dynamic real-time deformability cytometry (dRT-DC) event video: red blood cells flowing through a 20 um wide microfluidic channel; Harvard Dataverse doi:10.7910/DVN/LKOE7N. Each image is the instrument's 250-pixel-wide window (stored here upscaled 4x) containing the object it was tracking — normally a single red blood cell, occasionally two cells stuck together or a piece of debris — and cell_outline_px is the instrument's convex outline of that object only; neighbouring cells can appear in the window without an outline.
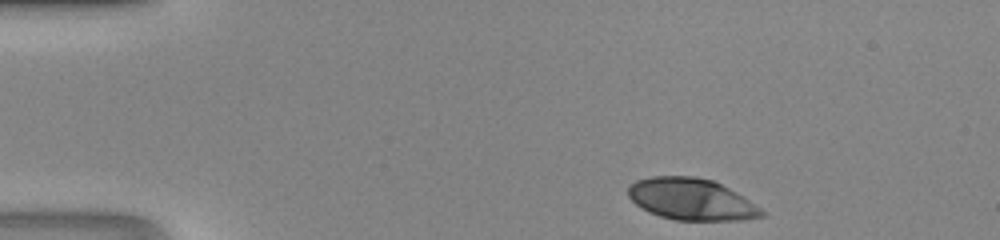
{"species": "human", "species_latin": "Homo sapiens", "temperature_condition": "room temperature", "stored_images_in_passage": 40, "camera_frame_rate_fps": 3000, "um_per_image_px": 0.085, "donor": {"sex": "male"}, "frame": {"image": 1, "passage_image": 1, "time_ms": 0.0, "image_size_px": [1000, 240], "cell_outline_px": [[764, 216], [744, 220], [676, 220], [660, 216], [648, 212], [636, 204], [628, 196], [628, 184], [636, 180], [652, 176], [696, 176], [712, 180], [736, 192], [760, 208], [764, 212]], "centroid_in_image_um": [58.73, 16.93], "position_along_channel_um": 26.3, "area_um2": 32.31}}
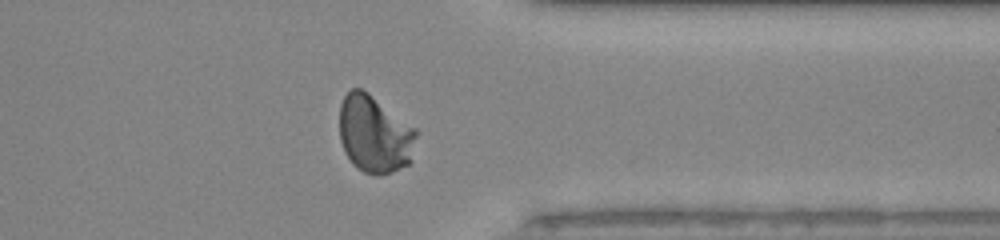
{"frame": {"image": 2, "passage_image": 31, "time_ms": 10.0, "image_size_px": [1000, 240], "cell_outline_px": [[420, 132], [412, 160], [408, 164], [380, 176], [376, 176], [364, 172], [352, 164], [344, 152], [340, 140], [340, 104], [344, 96], [352, 88], [360, 88], [368, 92], [416, 128]], "centroid_in_image_um": [31.87, 11.41], "position_along_channel_um": 379.5, "area_um2": 35.2}}
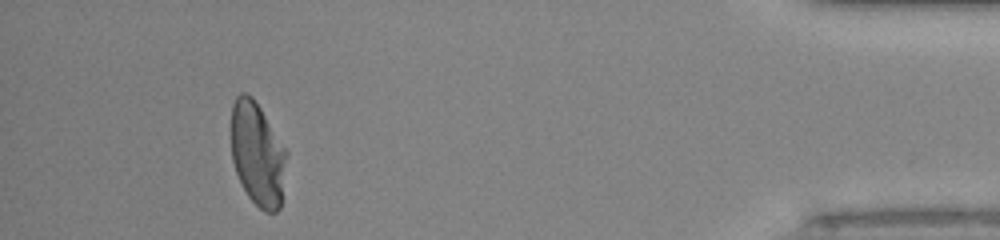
{"frame": {"image": 3, "passage_image": 37, "time_ms": 12.0, "image_size_px": [1000, 240], "cell_outline_px": [[288, 152], [280, 208], [276, 212], [264, 212], [248, 196], [236, 172], [232, 160], [232, 104], [236, 96], [240, 92], [244, 92], [252, 96], [260, 108]], "centroid_in_image_um": [21.9, 13.09], "position_along_channel_um": 413.3, "area_um2": 33.29}}